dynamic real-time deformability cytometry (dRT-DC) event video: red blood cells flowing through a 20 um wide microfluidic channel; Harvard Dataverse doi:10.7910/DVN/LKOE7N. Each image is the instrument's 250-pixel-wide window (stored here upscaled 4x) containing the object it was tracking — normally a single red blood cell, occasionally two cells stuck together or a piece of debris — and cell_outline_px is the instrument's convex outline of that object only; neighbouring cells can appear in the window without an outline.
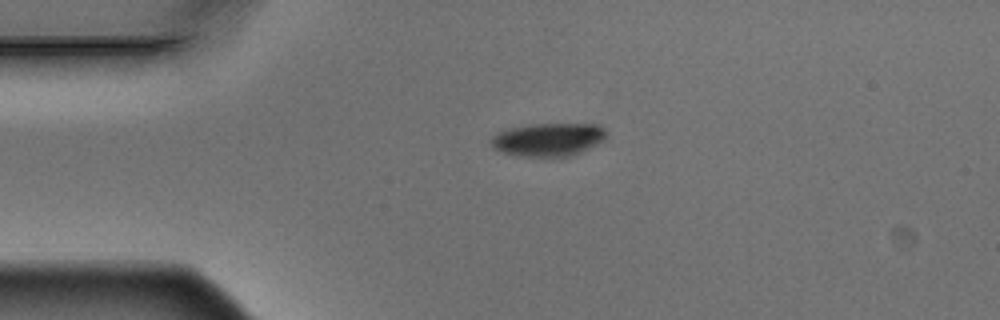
{"species": "Egyptian fruit bat (a non-hibernating species)", "species_latin": "Rousettus aegyptiacus", "temperature_condition": "warm", "stored_images_in_passage": 2, "camera_frame_rate_fps": 3000, "um_per_image_px": 0.085, "animal": {"sex": "male"}, "frame": {"image": 1, "passage_image": 1, "time_ms": 0.0, "image_size_px": [1000, 320], "cell_outline_px": [[608, 136], [604, 140], [572, 156], [516, 156], [500, 152], [492, 148], [488, 140], [496, 132], [512, 128], [532, 124], [600, 124], [604, 128]], "centroid_in_image_um": [46.57, 11.86], "position_along_channel_um": 38.4, "area_um2": 22.48}}